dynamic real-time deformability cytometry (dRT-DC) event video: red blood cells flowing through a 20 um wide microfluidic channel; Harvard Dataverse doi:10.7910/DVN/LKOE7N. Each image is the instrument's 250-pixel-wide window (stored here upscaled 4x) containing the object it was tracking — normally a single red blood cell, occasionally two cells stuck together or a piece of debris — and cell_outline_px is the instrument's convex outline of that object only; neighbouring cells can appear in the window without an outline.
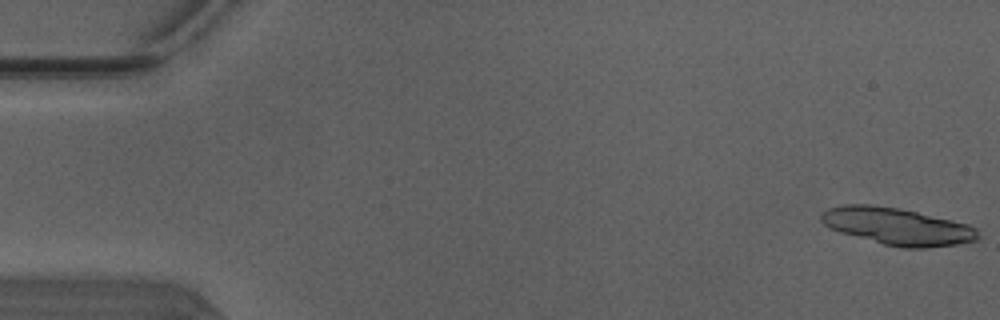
{"species": "Egyptian fruit bat (a non-hibernating species)", "species_latin": "Rousettus aegyptiacus", "temperature_condition": "warm", "stored_images_in_passage": 35, "camera_frame_rate_fps": 3000, "um_per_image_px": 0.085, "animal": {"sex": "male"}, "frame": {"image": 1, "passage_image": 1, "time_ms": 0.0, "image_size_px": [1000, 320], "cell_outline_px": [[980, 236], [976, 240], [956, 244], [928, 248], [904, 248], [884, 244], [840, 232], [828, 228], [820, 220], [820, 212], [828, 208], [844, 204], [872, 204], [900, 208], [952, 220], [968, 224], [976, 228]], "centroid_in_image_um": [76.24, 19.23], "position_along_channel_um": 8.8, "area_um2": 33.99}}
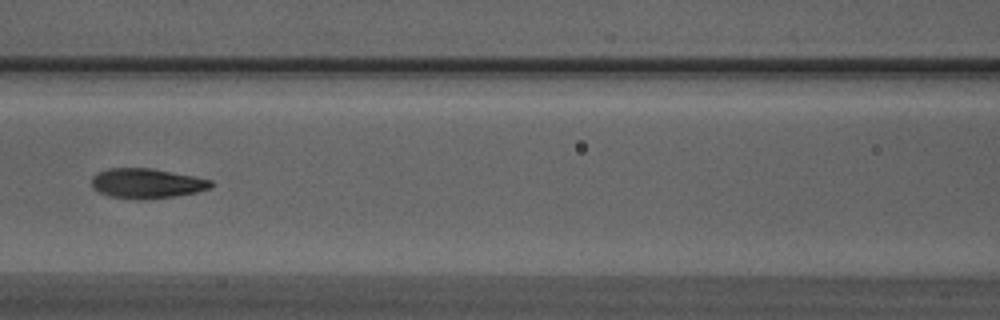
{"frame": {"image": 2, "passage_image": 23, "time_ms": 7.333, "image_size_px": [1000, 320], "cell_outline_px": [[212, 188], [196, 192], [172, 196], [144, 200], [140, 200], [108, 196], [92, 188], [92, 176], [96, 172], [108, 168], [152, 168], [212, 180]], "centroid_in_image_um": [12.43, 15.58], "position_along_channel_um": 154.2, "area_um2": 20.81}}
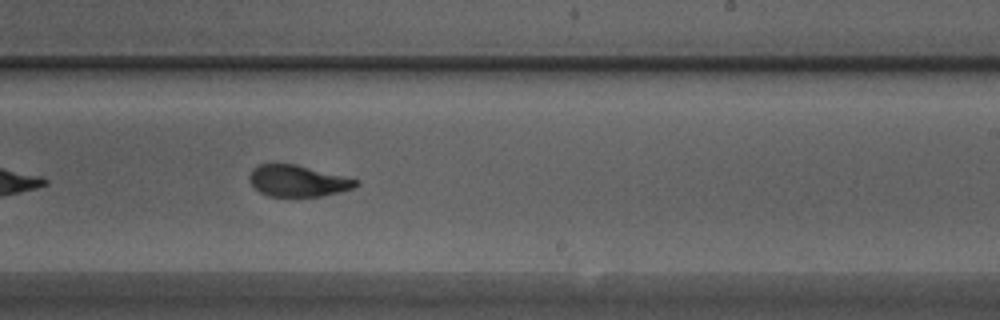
{"frame": {"image": 3, "passage_image": 31, "time_ms": 10.0, "image_size_px": [1000, 320], "cell_outline_px": [[360, 184], [352, 188], [320, 196], [268, 196], [260, 192], [248, 180], [248, 176], [252, 168], [260, 164], [296, 164], [360, 180]], "centroid_in_image_um": [25.29, 15.36], "position_along_channel_um": 263.7, "area_um2": 19.36}}